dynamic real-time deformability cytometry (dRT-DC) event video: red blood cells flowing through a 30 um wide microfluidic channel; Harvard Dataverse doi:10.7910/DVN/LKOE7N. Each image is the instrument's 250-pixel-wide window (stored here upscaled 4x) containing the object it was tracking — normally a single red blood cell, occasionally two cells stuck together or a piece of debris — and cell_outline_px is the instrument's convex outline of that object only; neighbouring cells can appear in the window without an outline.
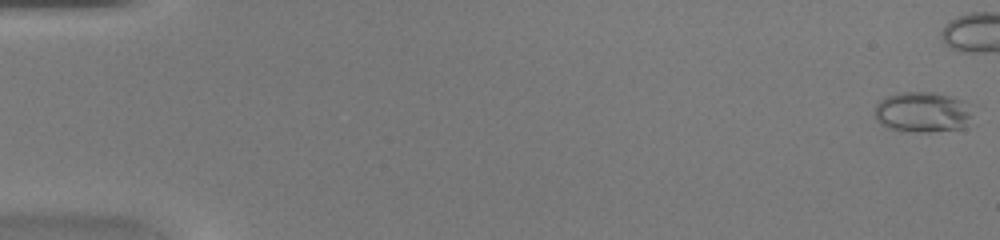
{"species": "common noctule bat (a hibernating species)", "species_latin": "Nyctalus noctula", "temperature_condition": "warm", "stored_images_in_passage": 36, "camera_frame_rate_fps": 3000, "um_per_image_px": 0.085, "animal": {"sex": "female", "body_mass_g": 20.0, "forearm_length_mm": 54.0}, "frame": {"image": 1, "passage_image": 1, "time_ms": 0.0, "image_size_px": [1000, 240], "cell_outline_px": [[976, 124], [964, 128], [928, 132], [908, 132], [888, 128], [880, 124], [876, 120], [876, 104], [880, 100], [888, 96], [900, 92], [936, 92], [964, 100], [976, 104]], "centroid_in_image_um": [78.62, 9.54], "position_along_channel_um": 6.4, "area_um2": 24.45}}